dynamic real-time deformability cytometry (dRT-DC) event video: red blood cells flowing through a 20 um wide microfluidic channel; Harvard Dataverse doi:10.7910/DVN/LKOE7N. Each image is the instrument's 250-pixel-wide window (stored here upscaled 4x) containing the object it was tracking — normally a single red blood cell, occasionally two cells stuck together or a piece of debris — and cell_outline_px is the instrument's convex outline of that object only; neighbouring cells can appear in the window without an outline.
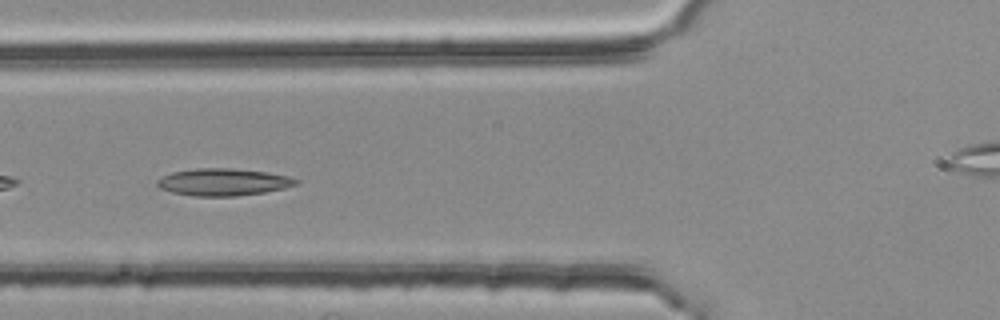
{"species": "common noctule bat (a hibernating species)", "species_latin": "Nyctalus noctula", "temperature_condition": "room temperature", "stored_images_in_passage": 32, "camera_frame_rate_fps": 3000, "um_per_image_px": 0.085, "animal": {"sex": "female", "body_mass_g": 25.1}, "frame": {"image": 1, "passage_image": 4, "time_ms": 1.0, "image_size_px": [1000, 320], "cell_outline_px": [[300, 180], [296, 184], [284, 188], [264, 192], [236, 196], [196, 196], [172, 192], [160, 188], [156, 184], [156, 180], [172, 172], [196, 168], [228, 168], [268, 172], [288, 176]], "centroid_in_image_um": [18.97, 15.47], "position_along_channel_um": 106.8, "area_um2": 21.85}}
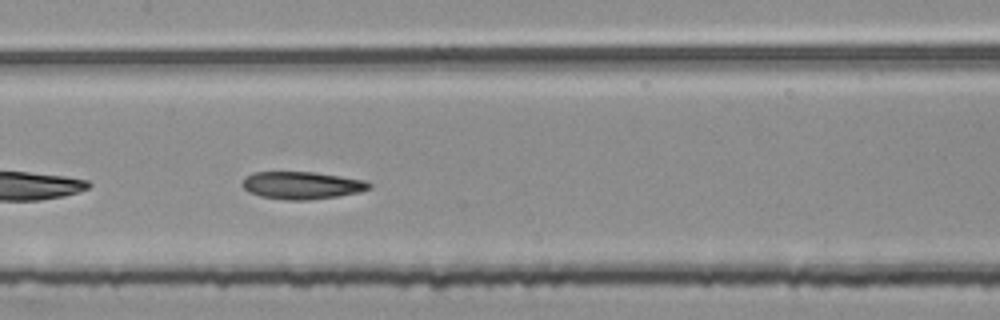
{"frame": {"image": 2, "passage_image": 10, "time_ms": 3.0, "image_size_px": [1000, 320], "cell_outline_px": [[372, 188], [360, 192], [336, 196], [304, 200], [288, 200], [260, 196], [248, 192], [240, 184], [244, 176], [252, 172], [316, 172], [364, 180], [372, 184]], "centroid_in_image_um": [25.62, 15.74], "position_along_channel_um": 181.8, "area_um2": 20.4}}
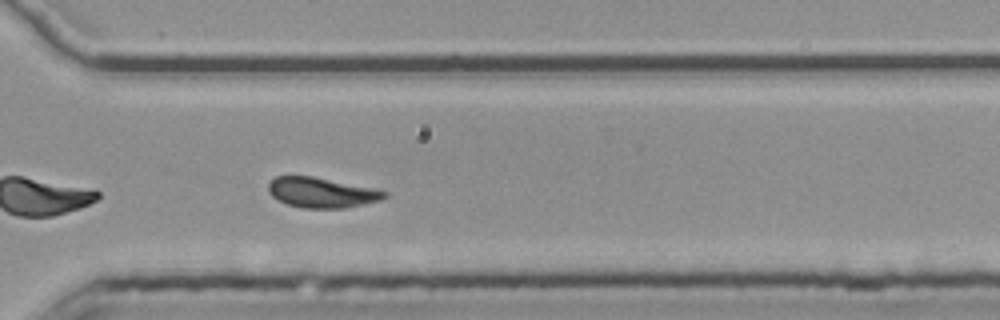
{"frame": {"image": 3, "passage_image": 23, "time_ms": 7.333, "image_size_px": [1000, 320], "cell_outline_px": [[388, 196], [380, 200], [364, 204], [344, 208], [304, 208], [288, 204], [272, 196], [268, 192], [268, 184], [276, 176], [312, 176], [380, 188], [388, 192]], "centroid_in_image_um": [27.41, 16.35], "position_along_channel_um": 343.2, "area_um2": 20.63}, "authors_computed_cell_mechanics": {"area_um2": 20.1722, "velocity_mm_per_s": 3.7357, "shape_relaxation_time_tau1_ms": null, "shape_relaxation_time_tau2_ms": 4.3873, "deformation_change_tau1": null, "deformation_change_tau2": 0.1121}}